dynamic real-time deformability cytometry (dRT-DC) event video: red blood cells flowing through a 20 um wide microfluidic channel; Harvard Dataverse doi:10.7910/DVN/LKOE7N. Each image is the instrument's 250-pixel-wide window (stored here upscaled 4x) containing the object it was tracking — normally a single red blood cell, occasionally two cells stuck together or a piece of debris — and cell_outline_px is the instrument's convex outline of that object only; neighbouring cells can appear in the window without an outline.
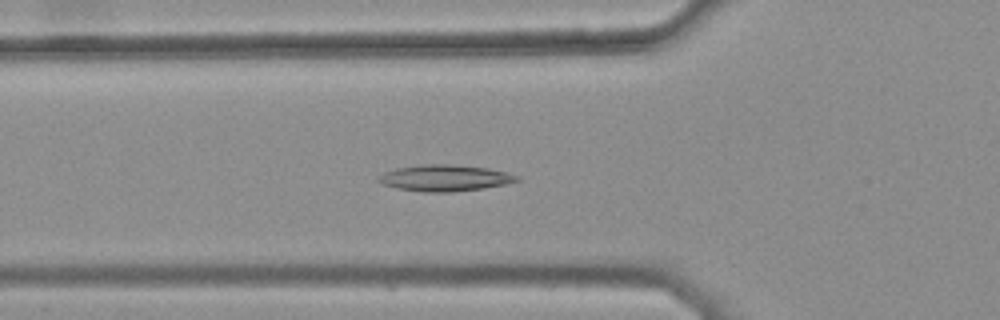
{"species": "common noctule bat (a hibernating species)", "species_latin": "Nyctalus noctula", "temperature_condition": "warm", "stored_images_in_passage": 44, "camera_frame_rate_fps": 3000, "um_per_image_px": 0.085, "animal": {"sex": "female", "body_mass_g": 25.1}, "frame": {"image": 1, "passage_image": 18, "time_ms": 5.667, "image_size_px": [1000, 320], "cell_outline_px": [[520, 180], [504, 184], [484, 188], [452, 192], [424, 192], [396, 188], [384, 184], [376, 180], [384, 172], [396, 168], [424, 164], [448, 164], [488, 168], [508, 172], [520, 176]], "centroid_in_image_um": [37.83, 15.13], "position_along_channel_um": 88.0, "area_um2": 21.21}}
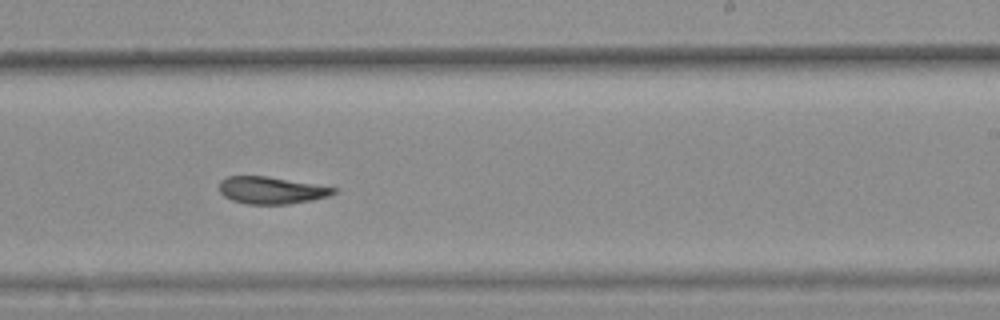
{"frame": {"image": 2, "passage_image": 32, "time_ms": 10.333, "image_size_px": [1000, 320], "cell_outline_px": [[340, 188], [336, 192], [328, 196], [312, 200], [288, 204], [248, 204], [232, 200], [224, 196], [220, 192], [220, 180], [228, 176], [268, 176]], "centroid_in_image_um": [23.09, 16.17], "position_along_channel_um": 265.9, "area_um2": 18.15}}
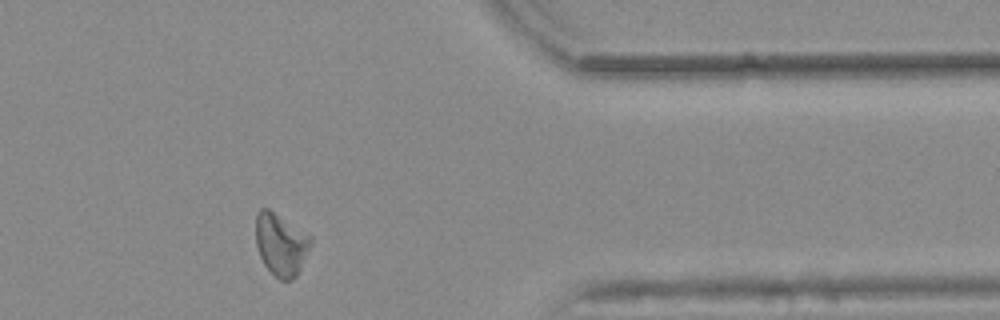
{"frame": {"image": 3, "passage_image": 43, "time_ms": 14.0, "image_size_px": [1000, 320], "cell_outline_px": [[312, 244], [296, 276], [292, 280], [280, 280], [264, 264], [260, 256], [256, 244], [256, 216], [260, 208], [268, 208], [312, 236]], "centroid_in_image_um": [23.89, 20.76], "position_along_channel_um": 387.5, "area_um2": 19.83}, "authors_computed_cell_mechanics": {"area_um2": 19.9699, "velocity_mm_per_s": 3.8143, "shape_relaxation_time_tau1_ms": null, "shape_relaxation_time_tau2_ms": 7.6744, "deformation_change_tau1": null, "deformation_change_tau2": 0.1619}}